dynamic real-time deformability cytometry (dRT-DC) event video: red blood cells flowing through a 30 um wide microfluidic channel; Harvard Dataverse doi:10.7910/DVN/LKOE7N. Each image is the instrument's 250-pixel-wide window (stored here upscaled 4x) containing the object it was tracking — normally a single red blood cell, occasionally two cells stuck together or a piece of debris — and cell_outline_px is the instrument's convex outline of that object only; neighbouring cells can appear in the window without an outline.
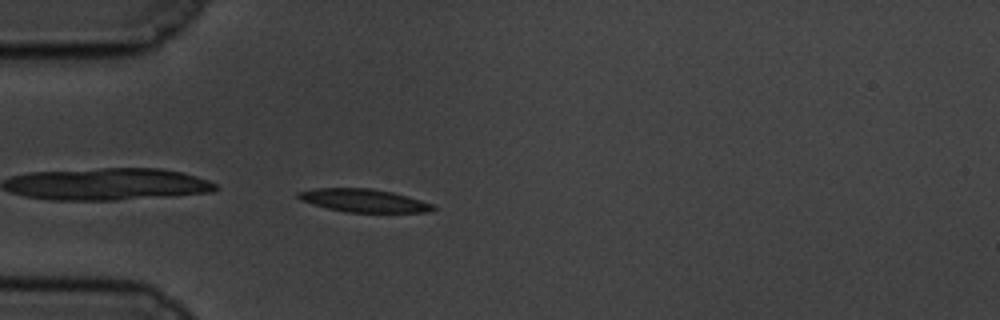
{"species": "common noctule bat (a hibernating species)", "species_latin": "Nyctalus noctula", "temperature_condition": "cold", "stored_images_in_passage": 42, "camera_frame_rate_fps": 3000, "um_per_image_px": 0.085, "animal": {"sex": "male", "body_mass_g": 19.5, "forearm_length_mm": 54.6}, "frame": {"image": 1, "passage_image": 1, "time_ms": 0.0, "image_size_px": [1000, 320], "cell_outline_px": [[436, 208], [432, 212], [344, 212], [328, 208], [300, 200], [296, 196], [296, 192], [316, 188], [372, 188], [392, 192], [408, 196], [432, 204]], "centroid_in_image_um": [30.91, 17.04], "position_along_channel_um": 54.1, "area_um2": 18.09}}
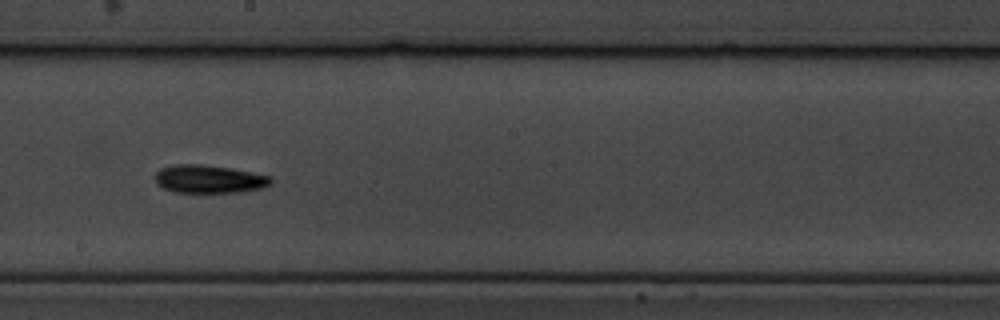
{"frame": {"image": 2, "passage_image": 17, "time_ms": 5.333, "image_size_px": [1000, 320], "cell_outline_px": [[272, 184], [264, 188], [244, 192], [176, 192], [164, 188], [156, 184], [156, 172], [160, 168], [176, 164], [200, 164], [228, 168], [252, 172], [272, 176]], "centroid_in_image_um": [17.81, 15.22], "position_along_channel_um": 230.4, "area_um2": 19.02}}
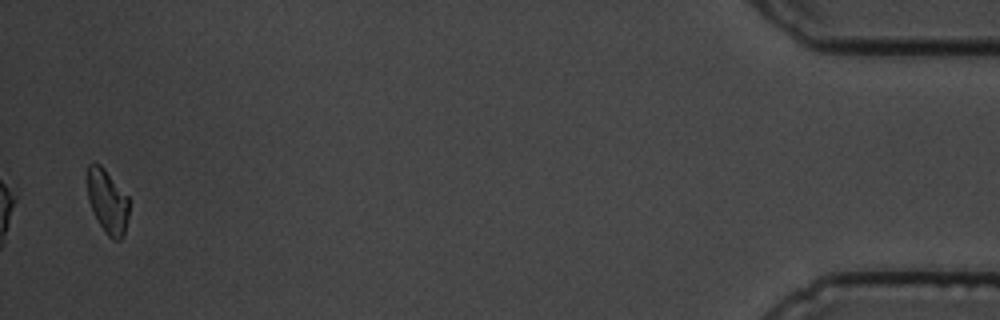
{"frame": {"image": 3, "passage_image": 41, "time_ms": 13.333, "image_size_px": [1000, 320], "cell_outline_px": [[128, 216], [124, 236], [120, 240], [112, 240], [108, 236], [100, 224], [88, 200], [88, 164], [100, 164], [104, 168], [128, 196]], "centroid_in_image_um": [9.16, 17.15], "position_along_channel_um": 426.0, "area_um2": 15.26}, "authors_computed_cell_mechanics": {"area_um2": 17.1377, "velocity_mm_per_s": 3.4807, "shape_relaxation_time_tau1_ms": 3.8253, "shape_relaxation_time_tau2_ms": null, "deformation_change_tau1": 0.15, "deformation_change_tau2": null}}